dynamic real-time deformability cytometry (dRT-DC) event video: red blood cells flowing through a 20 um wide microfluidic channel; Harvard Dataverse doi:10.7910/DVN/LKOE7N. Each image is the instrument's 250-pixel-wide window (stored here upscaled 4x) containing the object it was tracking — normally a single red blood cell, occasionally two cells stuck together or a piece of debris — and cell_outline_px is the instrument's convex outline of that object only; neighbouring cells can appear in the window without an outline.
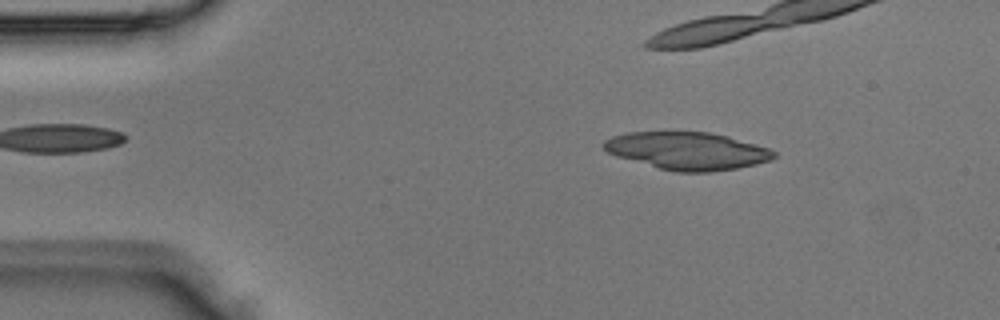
{"species": "Egyptian fruit bat (a non-hibernating species)", "species_latin": "Rousettus aegyptiacus", "temperature_condition": "room temperature", "stored_images_in_passage": 2, "camera_frame_rate_fps": 3000, "um_per_image_px": 0.085, "animal": {"sex": "male"}, "frame": {"image": 1, "passage_image": 2, "time_ms": 0.333, "image_size_px": [1000, 320], "cell_outline_px": [[776, 156], [768, 160], [756, 164], [736, 168], [712, 172], [676, 172], [660, 168], [616, 156], [608, 152], [600, 144], [604, 140], [612, 136], [628, 132], [708, 132], [728, 136], [756, 144], [768, 148], [776, 152]], "centroid_in_image_um": [58.4, 12.82], "position_along_channel_um": 26.6, "area_um2": 37.11}}